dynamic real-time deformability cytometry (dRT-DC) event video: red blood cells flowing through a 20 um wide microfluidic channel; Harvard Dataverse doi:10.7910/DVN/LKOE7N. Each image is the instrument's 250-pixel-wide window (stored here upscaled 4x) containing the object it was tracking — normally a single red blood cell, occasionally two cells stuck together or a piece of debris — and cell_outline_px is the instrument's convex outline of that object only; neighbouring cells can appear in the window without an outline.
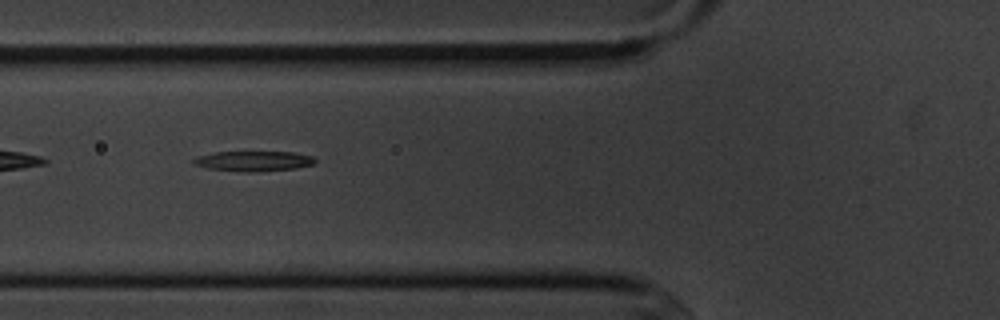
{"species": "common noctule bat (a hibernating species)", "species_latin": "Nyctalus noctula", "temperature_condition": "cold", "stored_images_in_passage": 15, "camera_frame_rate_fps": 3000, "um_per_image_px": 0.085, "animal": {"sex": "male", "body_mass_g": 20.1, "forearm_length_mm": 53.5}, "frame": {"image": 1, "passage_image": 6, "time_ms": 6.333, "image_size_px": [1000, 320], "cell_outline_px": [[316, 160], [312, 164], [296, 168], [252, 172], [236, 172], [208, 168], [192, 164], [192, 160], [196, 156], [212, 152], [292, 152], [312, 156]], "centroid_in_image_um": [21.47, 13.69], "position_along_channel_um": 104.3, "area_um2": 14.33}}
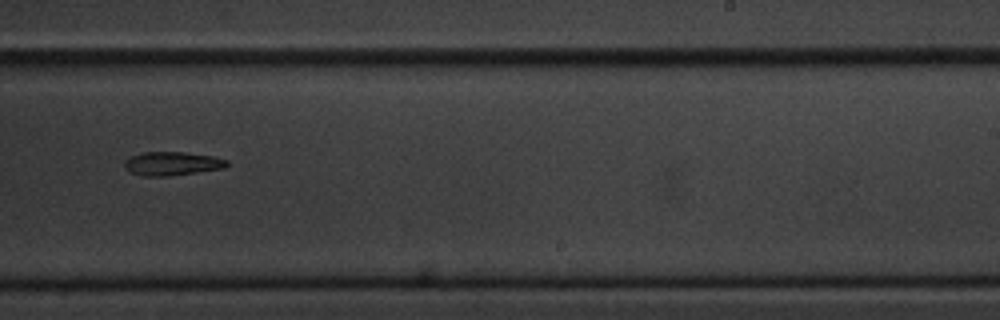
{"frame": {"image": 2, "passage_image": 10, "time_ms": 11.0, "image_size_px": [1000, 320], "cell_outline_px": [[228, 164], [224, 168], [168, 176], [144, 176], [128, 172], [124, 168], [124, 164], [132, 156], [144, 152], [184, 152], [212, 156], [228, 160]], "centroid_in_image_um": [14.62, 13.91], "position_along_channel_um": 274.4, "area_um2": 13.99}}
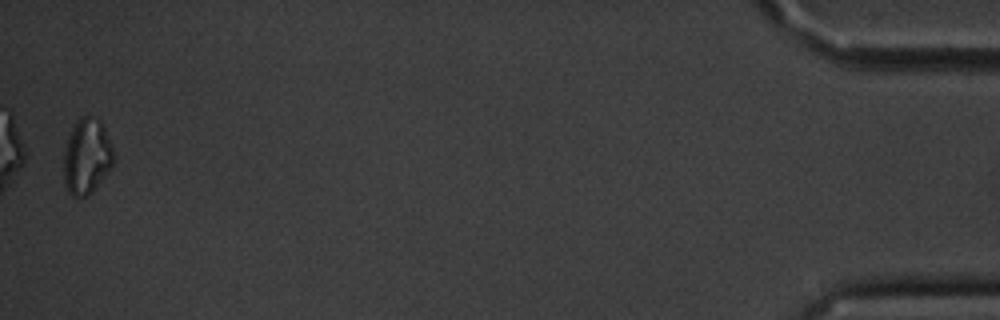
{"frame": {"image": 3, "passage_image": 15, "time_ms": 17.667, "image_size_px": [1000, 320], "cell_outline_px": [[116, 160], [92, 192], [88, 196], [72, 196], [68, 192], [64, 184], [64, 152], [72, 128], [76, 120], [80, 116], [96, 116], [100, 120], [104, 128], [112, 148]], "centroid_in_image_um": [7.38, 13.29], "position_along_channel_um": 427.8, "area_um2": 21.91}, "authors_computed_cell_mechanics": {"area_um2": 15.4326, "velocity_mm_per_s": 3.6411, "shape_relaxation_time_tau1_ms": 8.3264, "shape_relaxation_time_tau2_ms": null, "deformation_change_tau1": 0.2285, "deformation_change_tau2": null}}